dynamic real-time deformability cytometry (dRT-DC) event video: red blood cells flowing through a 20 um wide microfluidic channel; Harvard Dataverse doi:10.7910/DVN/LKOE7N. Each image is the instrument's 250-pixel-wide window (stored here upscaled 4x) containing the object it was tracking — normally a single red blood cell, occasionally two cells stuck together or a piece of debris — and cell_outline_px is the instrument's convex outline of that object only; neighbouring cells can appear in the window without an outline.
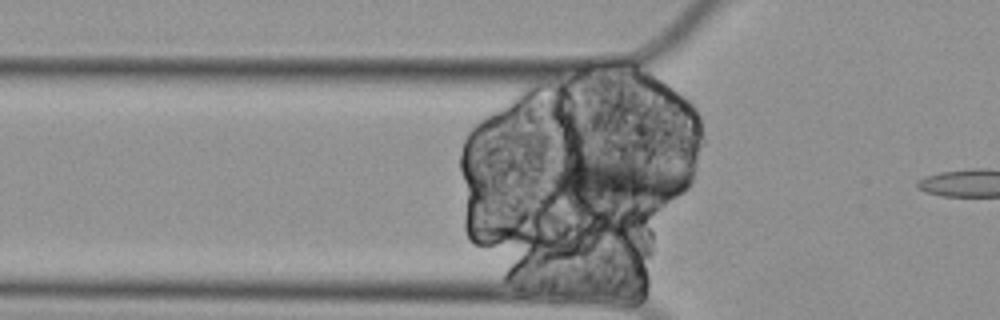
{"species": "Egyptian fruit bat (a non-hibernating species)", "species_latin": "Rousettus aegyptiacus", "temperature_condition": "cold", "stored_images_in_passage": 6, "camera_frame_rate_fps": 3000, "um_per_image_px": 0.085, "animal": {"sex": "female"}, "frame": {"image": 1, "passage_image": 4, "time_ms": 1.0, "image_size_px": [1000, 320], "cell_outline_px": [[692, 180], [688, 188], [676, 196], [664, 200], [600, 208], [564, 196], [548, 180], [548, 172], [556, 164], [616, 160], [684, 172], [692, 176]], "centroid_in_image_um": [52.44, 15.53], "position_along_channel_um": 73.4, "area_um2": 36.18}}